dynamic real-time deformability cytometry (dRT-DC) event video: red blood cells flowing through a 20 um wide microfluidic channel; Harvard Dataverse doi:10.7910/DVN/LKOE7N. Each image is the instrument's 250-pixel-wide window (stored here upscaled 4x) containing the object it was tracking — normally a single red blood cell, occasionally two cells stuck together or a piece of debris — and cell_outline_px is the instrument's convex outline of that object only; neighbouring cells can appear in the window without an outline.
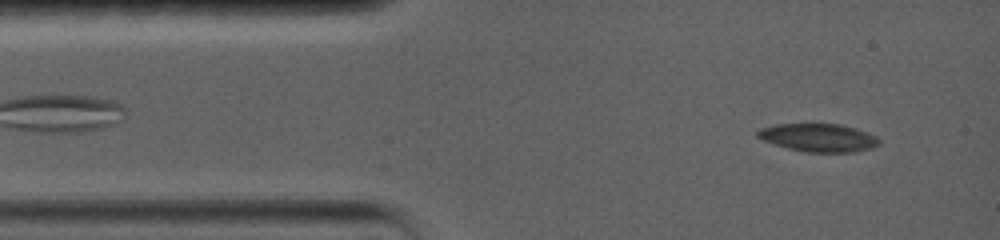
{"species": "common noctule bat (a hibernating species)", "species_latin": "Nyctalus noctula", "temperature_condition": "warm", "stored_images_in_passage": 84, "camera_frame_rate_fps": 5000, "um_per_image_px": 0.085, "animal": {"sex": "female", "body_mass_g": 19.0, "forearm_length_mm": 56.7}, "frame": {"image": 1, "passage_image": 5, "time_ms": 0.8, "image_size_px": [1000, 240], "cell_outline_px": [[880, 144], [872, 148], [852, 152], [804, 152], [788, 148], [764, 140], [756, 136], [756, 132], [760, 128], [776, 124], [840, 124], [856, 128], [868, 132], [876, 136], [880, 140]], "centroid_in_image_um": [69.6, 11.7], "position_along_channel_um": 15.4, "area_um2": 19.88}}
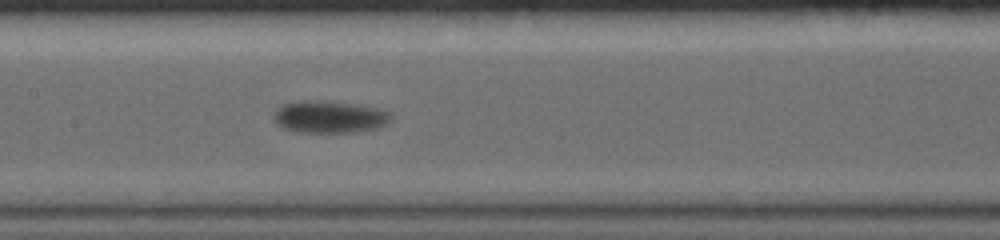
{"frame": {"image": 2, "passage_image": 36, "time_ms": 7.0, "image_size_px": [1000, 240], "cell_outline_px": [[392, 120], [388, 124], [376, 128], [352, 132], [300, 132], [284, 128], [272, 116], [284, 104], [304, 100], [316, 100], [352, 104], [376, 108], [388, 112], [392, 116]], "centroid_in_image_um": [28.05, 9.94], "position_along_channel_um": 179.4, "area_um2": 21.5}}
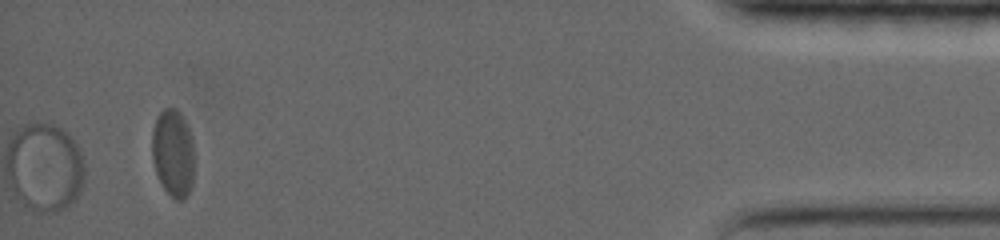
{"frame": {"image": 3, "passage_image": 84, "time_ms": 16.6, "image_size_px": [1000, 240], "cell_outline_px": [[192, 184], [184, 200], [176, 200], [164, 188], [156, 172], [152, 160], [152, 128], [156, 116], [164, 108], [176, 108], [180, 112], [188, 128], [192, 140]], "centroid_in_image_um": [14.68, 12.97], "position_along_channel_um": 420.5, "area_um2": 21.33}, "authors_computed_cell_mechanics": {"area_um2": 21.3282, "velocity_mm_per_s": 3.4564, "shape_relaxation_time_tau1_ms": 4.9901, "shape_relaxation_time_tau2_ms": null, "deformation_change_tau1": 0.1344, "deformation_change_tau2": null}}